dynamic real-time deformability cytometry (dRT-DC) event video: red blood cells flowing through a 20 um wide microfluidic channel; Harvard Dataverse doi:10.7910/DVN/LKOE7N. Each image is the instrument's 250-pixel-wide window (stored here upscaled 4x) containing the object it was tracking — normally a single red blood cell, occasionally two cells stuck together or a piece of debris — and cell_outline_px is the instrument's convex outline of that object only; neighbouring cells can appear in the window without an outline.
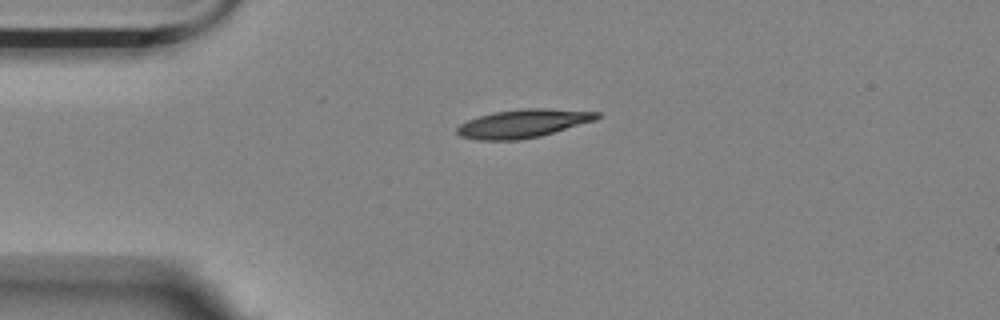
{"species": "Egyptian fruit bat (a non-hibernating species)", "species_latin": "Rousettus aegyptiacus", "temperature_condition": "room temperature", "stored_images_in_passage": 2, "camera_frame_rate_fps": 3000, "um_per_image_px": 0.085, "animal": {"sex": "female"}, "frame": {"image": 1, "passage_image": 1, "time_ms": 0.0, "image_size_px": [1000, 320], "cell_outline_px": [[600, 116], [596, 120], [540, 136], [516, 140], [476, 140], [460, 136], [456, 132], [456, 128], [460, 124], [468, 120], [492, 112], [520, 108], [544, 108], [600, 112]], "centroid_in_image_um": [44.45, 10.49], "position_along_channel_um": 40.6, "area_um2": 23.12}}